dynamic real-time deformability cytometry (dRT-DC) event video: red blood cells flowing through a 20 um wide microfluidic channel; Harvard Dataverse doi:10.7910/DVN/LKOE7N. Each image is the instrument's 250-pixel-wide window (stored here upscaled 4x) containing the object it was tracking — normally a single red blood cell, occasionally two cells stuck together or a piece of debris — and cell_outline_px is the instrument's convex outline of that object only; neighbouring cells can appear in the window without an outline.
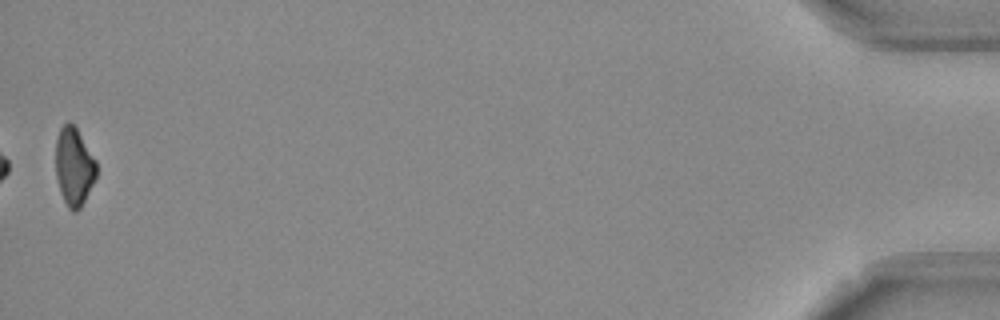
{"species": "Egyptian fruit bat (a non-hibernating species)", "species_latin": "Rousettus aegyptiacus", "temperature_condition": "room temperature", "stored_images_in_passage": 39, "camera_frame_rate_fps": 3000, "um_per_image_px": 0.085, "frame": {"image": 1, "passage_image": 39, "time_ms": 12.667, "image_size_px": [1000, 320], "cell_outline_px": [[96, 176], [80, 208], [76, 212], [72, 212], [68, 208], [60, 192], [56, 176], [56, 140], [60, 128], [68, 120], [76, 128], [96, 160]], "centroid_in_image_um": [6.27, 14.16], "position_along_channel_um": 428.9, "area_um2": 18.32}, "authors_computed_cell_mechanics": {"area_um2": 20.3456, "velocity_mm_per_s": 3.8271, "shape_relaxation_time_tau1_ms": 5.7762, "shape_relaxation_time_tau2_ms": null, "deformation_change_tau1": 0.1711, "deformation_change_tau2": null}}